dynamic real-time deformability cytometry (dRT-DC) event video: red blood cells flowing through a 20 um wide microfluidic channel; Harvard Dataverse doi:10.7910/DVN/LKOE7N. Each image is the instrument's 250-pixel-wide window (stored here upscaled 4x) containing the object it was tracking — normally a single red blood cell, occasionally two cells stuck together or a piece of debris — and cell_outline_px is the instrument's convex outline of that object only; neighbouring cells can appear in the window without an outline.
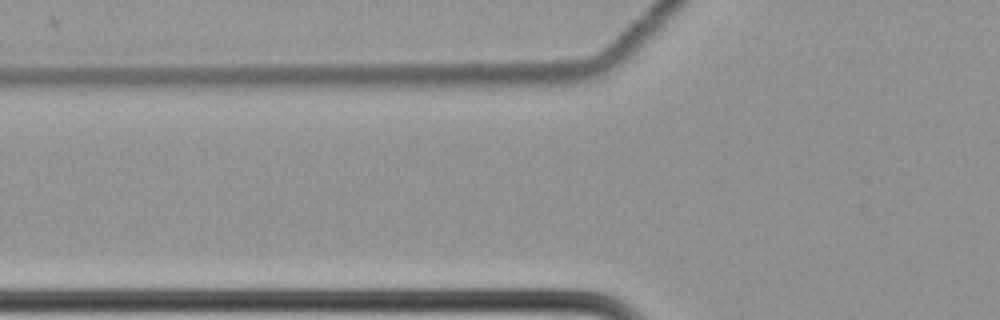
{"species": "common noctule bat (a hibernating species)", "species_latin": "Nyctalus noctula", "temperature_condition": "cold", "stored_images_in_passage": 2, "camera_frame_rate_fps": 3000, "um_per_image_px": 0.085, "animal": {"sex": "female", "body_mass_g": 22.7, "forearm_length_mm": 54.2}, "frame": {"image": 1, "passage_image": 2, "time_ms": 0.333, "image_size_px": [1000, 320], "cell_outline_px": [[612, 44], [604, 52], [592, 60], [576, 64], [532, 68], [432, 72], [416, 68], [412, 64], [608, 44]], "centroid_in_image_um": [44.1, 5.11], "position_along_channel_um": 81.7, "area_um2": 18.61}}